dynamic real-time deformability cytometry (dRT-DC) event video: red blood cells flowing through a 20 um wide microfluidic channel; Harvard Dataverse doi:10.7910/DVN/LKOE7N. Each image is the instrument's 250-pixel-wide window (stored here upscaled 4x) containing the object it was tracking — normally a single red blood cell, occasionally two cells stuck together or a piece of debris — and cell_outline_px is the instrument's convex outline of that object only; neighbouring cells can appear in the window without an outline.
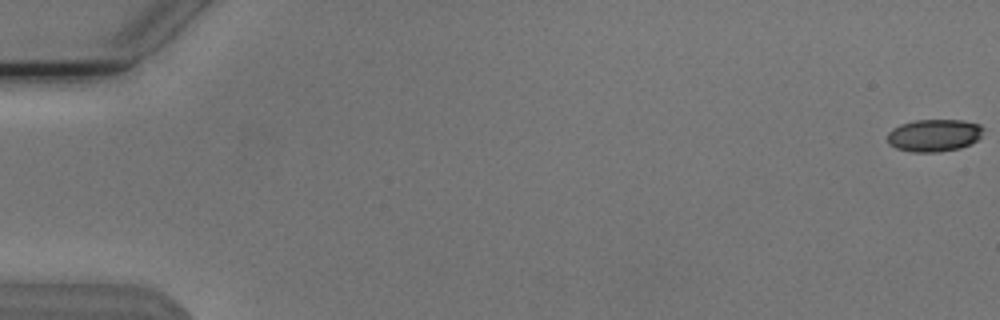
{"species": "Egyptian fruit bat (a non-hibernating species)", "species_latin": "Rousettus aegyptiacus", "temperature_condition": "cold", "stored_images_in_passage": 9, "camera_frame_rate_fps": 3000, "um_per_image_px": 0.085, "animal": {"sex": "male"}, "frame": {"image": 1, "passage_image": 1, "time_ms": 0.0, "image_size_px": [1000, 320], "cell_outline_px": [[984, 128], [980, 136], [976, 140], [960, 148], [940, 152], [912, 152], [896, 148], [888, 144], [888, 132], [892, 128], [900, 124], [916, 120], [964, 120], [980, 124]], "centroid_in_image_um": [79.38, 11.5], "position_along_channel_um": 5.6, "area_um2": 18.15}}